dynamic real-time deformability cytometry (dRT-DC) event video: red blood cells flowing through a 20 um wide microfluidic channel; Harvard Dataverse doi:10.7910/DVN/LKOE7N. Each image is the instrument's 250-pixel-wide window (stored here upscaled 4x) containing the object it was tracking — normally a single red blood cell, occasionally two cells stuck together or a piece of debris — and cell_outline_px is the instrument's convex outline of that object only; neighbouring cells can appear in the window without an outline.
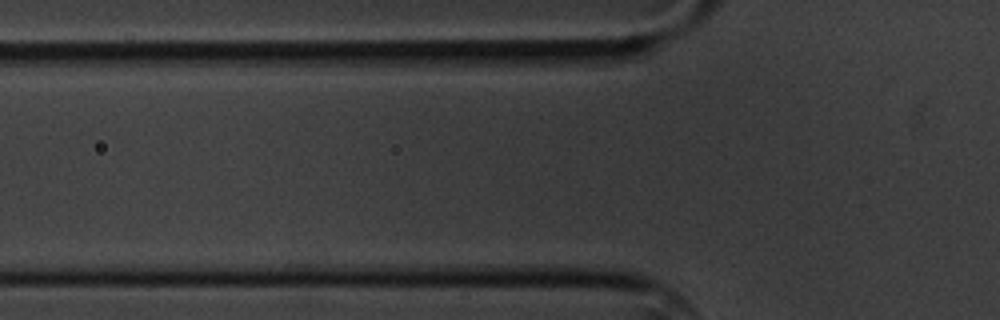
{"species": "common noctule bat (a hibernating species)", "species_latin": "Nyctalus noctula", "temperature_condition": "cold", "stored_images_in_passage": 3, "segment_of_instrument_passage": [3, 3], "camera_frame_rate_fps": 3000, "um_per_image_px": 0.085, "animal": {"sex": "male", "body_mass_g": 20.1, "forearm_length_mm": 53.5}, "frame": {"image": 1, "passage_image": 3, "time_ms": 2.333, "image_size_px": [1000, 320], "cell_outline_px": [[604, 52], [584, 68], [560, 72], [512, 72], [508, 52]], "centroid_in_image_um": [46.79, 5.2], "position_along_channel_um": 79.0, "area_um2": 11.5}}